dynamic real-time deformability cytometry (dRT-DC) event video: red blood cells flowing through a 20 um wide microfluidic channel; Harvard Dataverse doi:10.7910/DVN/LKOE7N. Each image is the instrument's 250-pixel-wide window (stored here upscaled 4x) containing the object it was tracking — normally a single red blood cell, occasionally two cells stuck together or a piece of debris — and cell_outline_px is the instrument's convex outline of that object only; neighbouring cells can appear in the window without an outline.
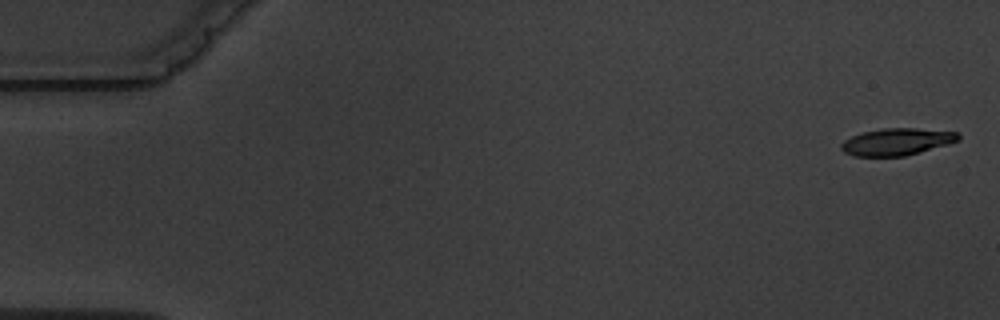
{"species": "common noctule bat (a hibernating species)", "species_latin": "Nyctalus noctula", "temperature_condition": "warm", "stored_images_in_passage": 4, "camera_frame_rate_fps": 3000, "um_per_image_px": 0.085, "animal": {"sex": "male", "body_mass_g": 19.5, "forearm_length_mm": 54.6}, "frame": {"image": 1, "passage_image": 1, "time_ms": 0.0, "image_size_px": [1000, 320], "cell_outline_px": [[960, 140], [948, 144], [920, 152], [904, 156], [852, 156], [844, 152], [840, 148], [840, 144], [844, 140], [860, 132], [880, 128], [916, 128], [960, 132]], "centroid_in_image_um": [76.22, 12.04], "position_along_channel_um": 8.8, "area_um2": 18.67}}